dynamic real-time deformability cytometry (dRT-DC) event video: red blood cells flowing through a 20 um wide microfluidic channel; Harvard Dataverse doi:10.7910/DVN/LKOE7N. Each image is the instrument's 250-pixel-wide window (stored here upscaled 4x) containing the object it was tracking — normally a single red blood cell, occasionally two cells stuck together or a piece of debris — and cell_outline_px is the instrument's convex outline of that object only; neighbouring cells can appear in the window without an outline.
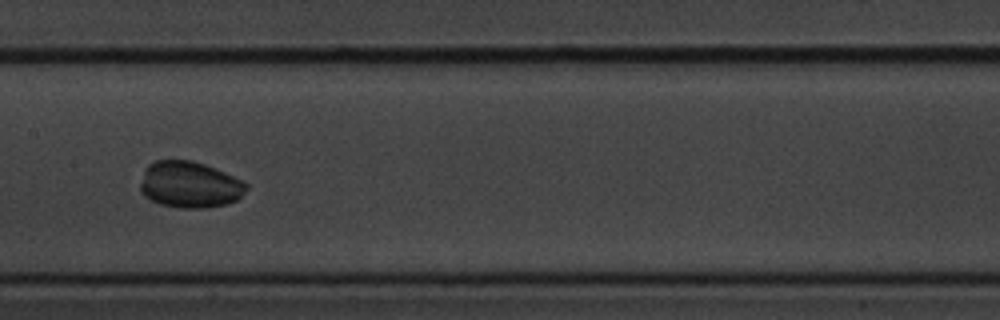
{"species": "common noctule bat (a hibernating species)", "species_latin": "Nyctalus noctula", "temperature_condition": "cold", "stored_images_in_passage": 15, "camera_frame_rate_fps": 3000, "um_per_image_px": 0.085, "animal": {"sex": "male", "body_mass_g": 20.1, "forearm_length_mm": 53.5}, "frame": {"image": 1, "passage_image": 7, "time_ms": 2.0, "image_size_px": [1000, 320], "cell_outline_px": [[248, 188], [236, 200], [228, 204], [204, 208], [176, 208], [160, 204], [144, 196], [140, 192], [140, 184], [144, 172], [148, 164], [156, 160], [192, 160], [216, 168], [244, 180], [248, 184]], "centroid_in_image_um": [16.13, 15.7], "position_along_channel_um": 191.3, "area_um2": 28.96}}
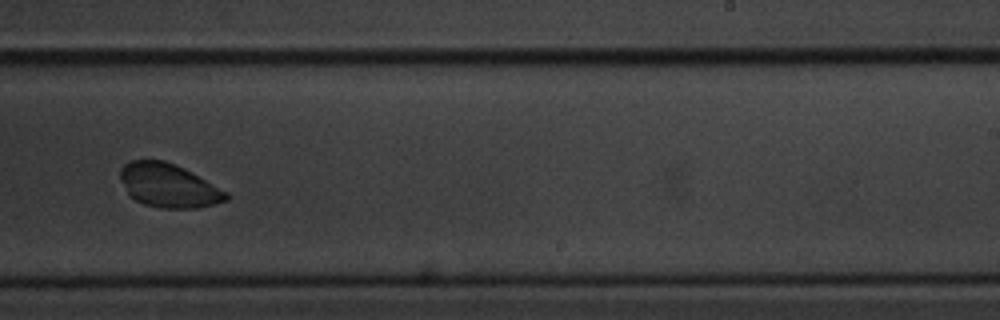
{"frame": {"image": 2, "passage_image": 9, "time_ms": 2.667, "image_size_px": [1000, 320], "cell_outline_px": [[228, 200], [200, 208], [160, 208], [144, 204], [128, 196], [120, 180], [120, 168], [124, 164], [132, 160], [164, 160], [176, 164], [184, 168], [228, 192]], "centroid_in_image_um": [14.31, 15.77], "position_along_channel_um": 274.7, "area_um2": 27.17}}
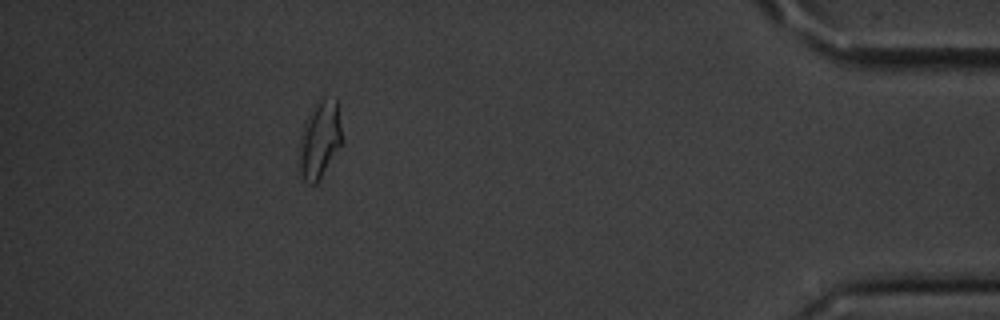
{"frame": {"image": 3, "passage_image": 15, "time_ms": 4.667, "image_size_px": [1000, 320], "cell_outline_px": [[340, 144], [316, 184], [312, 184], [304, 180], [300, 172], [300, 136], [304, 120], [316, 100], [320, 96], [324, 96], [336, 100], [340, 128]], "centroid_in_image_um": [27.12, 11.79], "position_along_channel_um": 408.1, "area_um2": 18.73}}